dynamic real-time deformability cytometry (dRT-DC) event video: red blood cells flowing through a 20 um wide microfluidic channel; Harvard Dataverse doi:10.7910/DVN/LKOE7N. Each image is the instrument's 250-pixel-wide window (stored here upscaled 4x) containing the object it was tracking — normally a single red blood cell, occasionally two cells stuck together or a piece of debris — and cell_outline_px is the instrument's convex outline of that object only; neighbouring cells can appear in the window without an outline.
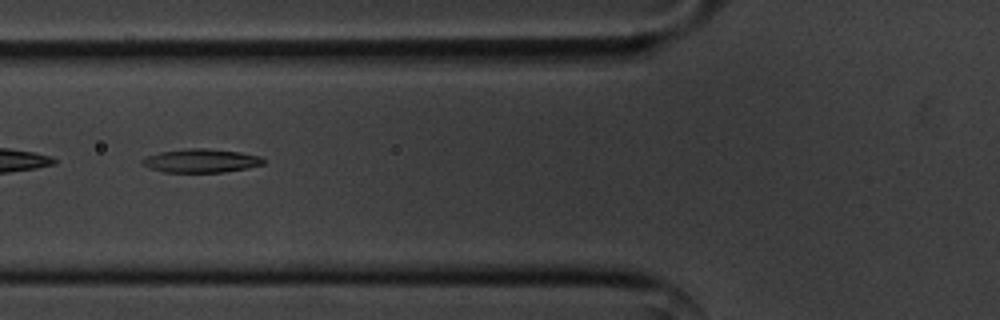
{"species": "common noctule bat (a hibernating species)", "species_latin": "Nyctalus noctula", "temperature_condition": "cold", "stored_images_in_passage": 54, "camera_frame_rate_fps": 3000, "um_per_image_px": 0.085, "animal": {"sex": "male", "body_mass_g": 20.1, "forearm_length_mm": 53.5}, "frame": {"image": 1, "passage_image": 21, "time_ms": 6.667, "image_size_px": [1000, 320], "cell_outline_px": [[264, 164], [248, 168], [224, 172], [164, 172], [148, 168], [140, 164], [140, 160], [148, 156], [160, 152], [188, 148], [204, 148], [240, 152], [260, 156], [264, 160]], "centroid_in_image_um": [17.06, 13.67], "position_along_channel_um": 108.7, "area_um2": 16.7}}
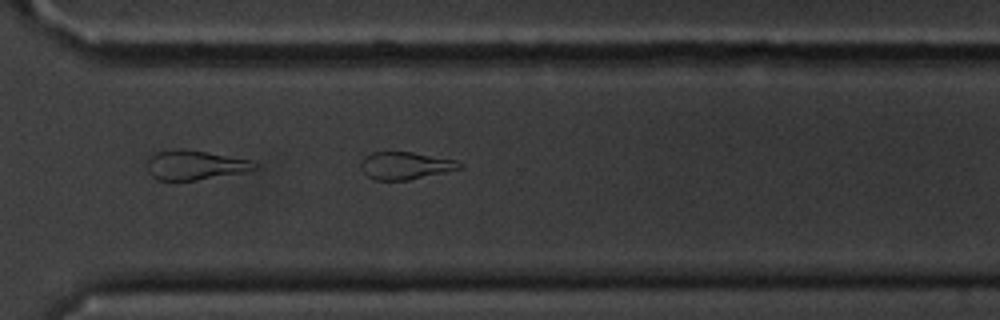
{"frame": {"image": 2, "passage_image": 40, "time_ms": 13.0, "image_size_px": [1000, 320], "cell_outline_px": [[464, 168], [408, 180], [372, 180], [364, 172], [360, 164], [360, 160], [364, 156], [372, 152], [412, 152], [456, 160], [464, 164]], "centroid_in_image_um": [34.46, 14.07], "position_along_channel_um": 336.1, "area_um2": 15.9}}
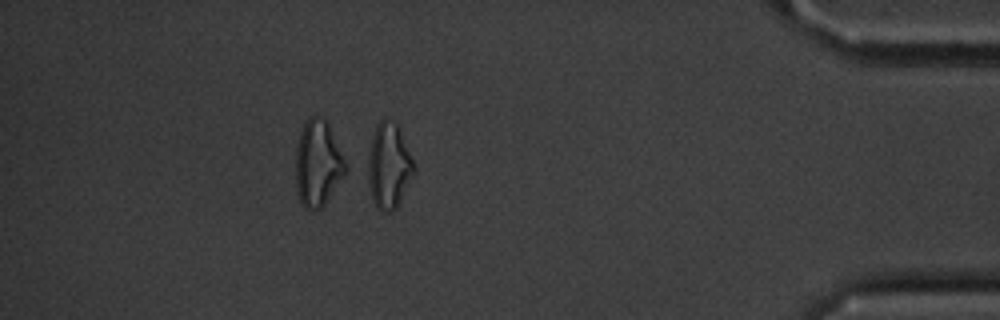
{"frame": {"image": 3, "passage_image": 49, "time_ms": 16.0, "image_size_px": [1000, 320], "cell_outline_px": [[416, 168], [396, 208], [392, 212], [380, 212], [376, 208], [372, 200], [360, 168], [376, 124], [384, 116], [388, 116], [400, 128]], "centroid_in_image_um": [32.92, 14.08], "position_along_channel_um": 402.3, "area_um2": 24.68}, "authors_computed_cell_mechanics": {"area_um2": 20.5479, "velocity_mm_per_s": 3.5994, "shape_relaxation_time_tau1_ms": 5.3755, "shape_relaxation_time_tau2_ms": null, "deformation_change_tau1": 0.152, "deformation_change_tau2": null}}